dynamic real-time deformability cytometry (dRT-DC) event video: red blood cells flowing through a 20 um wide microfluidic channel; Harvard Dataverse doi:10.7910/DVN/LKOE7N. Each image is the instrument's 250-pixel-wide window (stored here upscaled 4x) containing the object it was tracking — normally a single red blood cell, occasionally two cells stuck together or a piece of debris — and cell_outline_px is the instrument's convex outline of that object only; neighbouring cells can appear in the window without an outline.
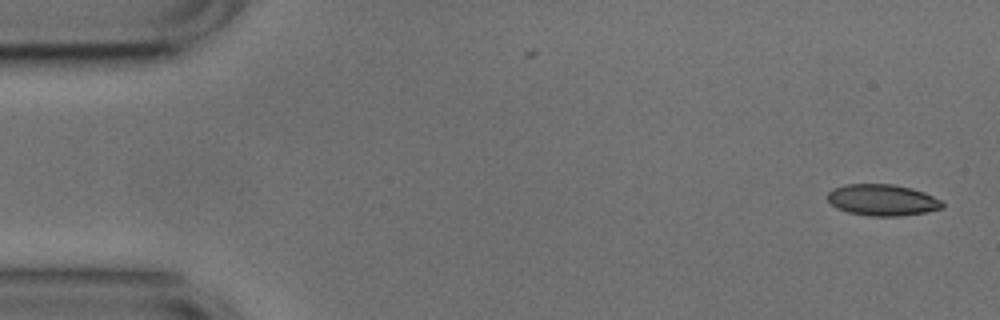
{"species": "common noctule bat (a hibernating species)", "species_latin": "Nyctalus noctula", "temperature_condition": "cold", "stored_images_in_passage": 51, "camera_frame_rate_fps": 3000, "um_per_image_px": 0.085, "animal": {"sex": "male", "body_mass_g": 17.9, "forearm_length_mm": 54.2}, "frame": {"image": 1, "passage_image": 1, "time_ms": 0.0, "image_size_px": [1000, 320], "cell_outline_px": [[944, 208], [924, 212], [900, 216], [868, 216], [848, 212], [836, 208], [828, 200], [828, 192], [832, 188], [844, 184], [892, 184], [912, 188], [924, 192], [940, 200], [944, 204]], "centroid_in_image_um": [74.98, 17.0], "position_along_channel_um": 10.0, "area_um2": 21.04}}
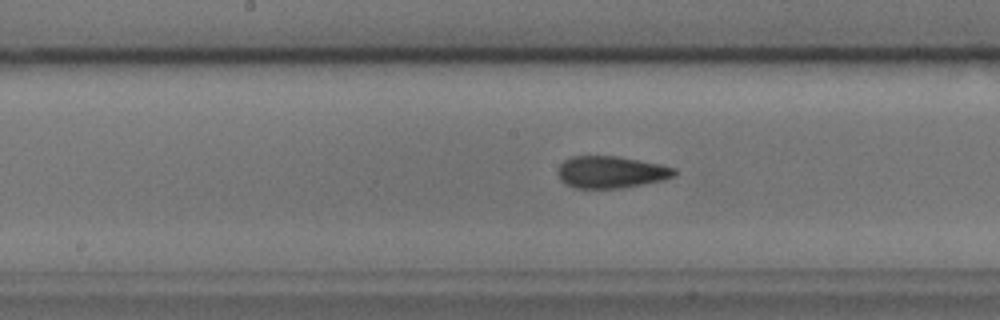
{"frame": {"image": 2, "passage_image": 25, "time_ms": 8.0, "image_size_px": [1000, 320], "cell_outline_px": [[676, 176], [664, 180], [620, 188], [576, 188], [560, 180], [560, 164], [564, 160], [572, 156], [616, 156], [660, 164], [676, 168]], "centroid_in_image_um": [51.98, 14.62], "position_along_channel_um": 196.2, "area_um2": 21.5}}
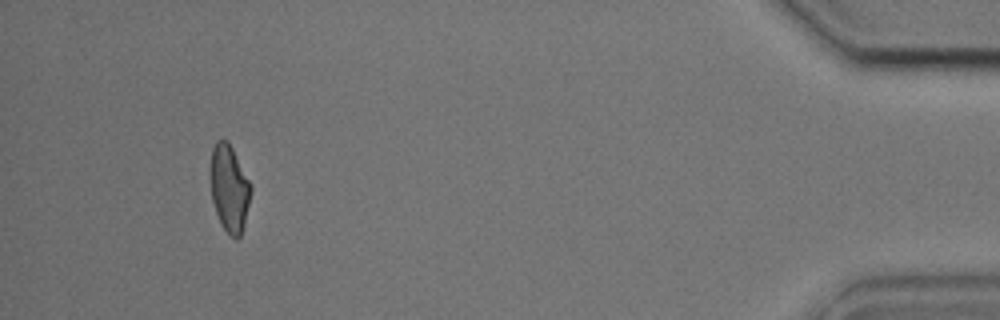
{"frame": {"image": 3, "passage_image": 48, "time_ms": 15.667, "image_size_px": [1000, 320], "cell_outline_px": [[252, 192], [244, 224], [240, 236], [236, 240], [228, 236], [216, 212], [212, 200], [212, 148], [216, 140], [228, 140], [252, 184]], "centroid_in_image_um": [19.54, 16.02], "position_along_channel_um": 415.7, "area_um2": 20.29}, "authors_computed_cell_mechanics": {"area_um2": 21.4438, "velocity_mm_per_s": 3.7639, "shape_relaxation_time_tau1_ms": 6.1897, "shape_relaxation_time_tau2_ms": 1.7642, "deformation_change_tau1": 0.1668, "deformation_change_tau2": 0.0794}}